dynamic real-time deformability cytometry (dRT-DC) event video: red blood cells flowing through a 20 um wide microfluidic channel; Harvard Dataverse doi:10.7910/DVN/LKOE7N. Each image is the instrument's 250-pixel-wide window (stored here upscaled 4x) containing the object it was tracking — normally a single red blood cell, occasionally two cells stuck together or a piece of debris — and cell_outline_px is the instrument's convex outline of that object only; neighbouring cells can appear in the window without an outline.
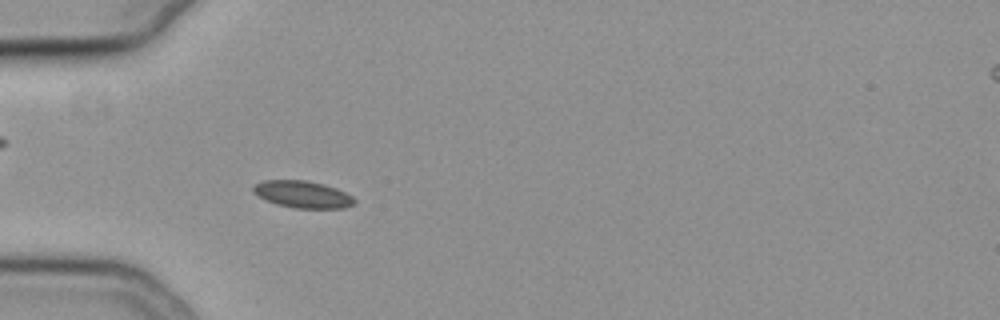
{"species": "common noctule bat (a hibernating species)", "species_latin": "Nyctalus noctula", "temperature_condition": "cold", "stored_images_in_passage": 45, "camera_frame_rate_fps": 3000, "um_per_image_px": 0.085, "animal": {"sex": "female", "body_mass_g": 19.3, "forearm_length_mm": 54.1}, "frame": {"image": 1, "passage_image": 7, "time_ms": 2.0, "image_size_px": [1000, 320], "cell_outline_px": [[356, 204], [344, 208], [292, 208], [276, 204], [252, 192], [252, 188], [256, 184], [264, 180], [304, 180], [324, 184], [336, 188], [352, 196], [356, 200]], "centroid_in_image_um": [25.75, 16.52], "position_along_channel_um": 59.2, "area_um2": 15.9}}
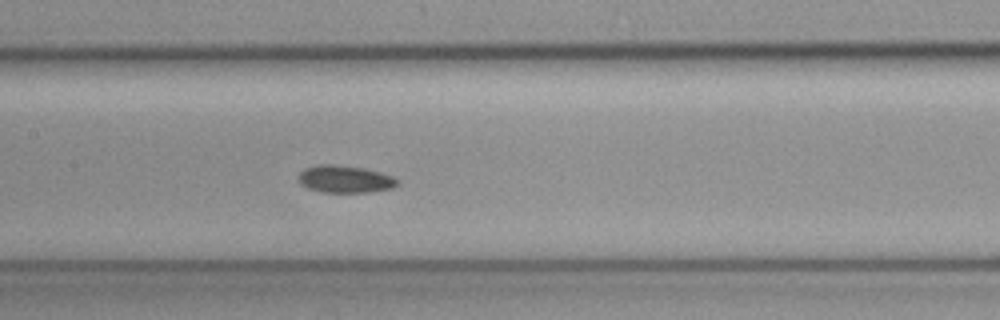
{"frame": {"image": 2, "passage_image": 17, "time_ms": 5.333, "image_size_px": [1000, 320], "cell_outline_px": [[400, 184], [392, 188], [368, 192], [320, 192], [308, 188], [300, 184], [296, 180], [300, 172], [304, 168], [316, 164], [332, 164], [364, 168], [380, 172], [392, 176], [400, 180]], "centroid_in_image_um": [29.3, 15.22], "position_along_channel_um": 178.1, "area_um2": 16.01}}
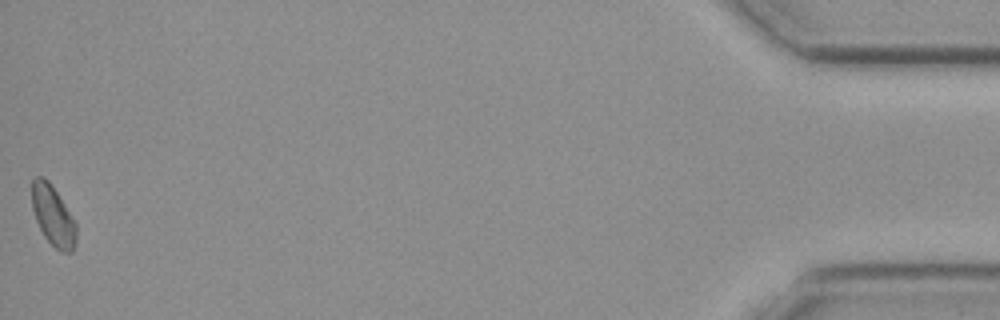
{"frame": {"image": 3, "passage_image": 45, "time_ms": 14.667, "image_size_px": [1000, 320], "cell_outline_px": [[76, 240], [72, 252], [60, 252], [44, 236], [36, 220], [32, 208], [32, 180], [36, 176], [44, 176], [48, 180], [64, 204], [76, 224]], "centroid_in_image_um": [4.49, 18.33], "position_along_channel_um": 430.7, "area_um2": 15.32}, "authors_computed_cell_mechanics": {"area_um2": 15.7794, "velocity_mm_per_s": 3.7583, "shape_relaxation_time_tau1_ms": null, "shape_relaxation_time_tau2_ms": 3.328, "deformation_change_tau1": null, "deformation_change_tau2": 0.0589}}